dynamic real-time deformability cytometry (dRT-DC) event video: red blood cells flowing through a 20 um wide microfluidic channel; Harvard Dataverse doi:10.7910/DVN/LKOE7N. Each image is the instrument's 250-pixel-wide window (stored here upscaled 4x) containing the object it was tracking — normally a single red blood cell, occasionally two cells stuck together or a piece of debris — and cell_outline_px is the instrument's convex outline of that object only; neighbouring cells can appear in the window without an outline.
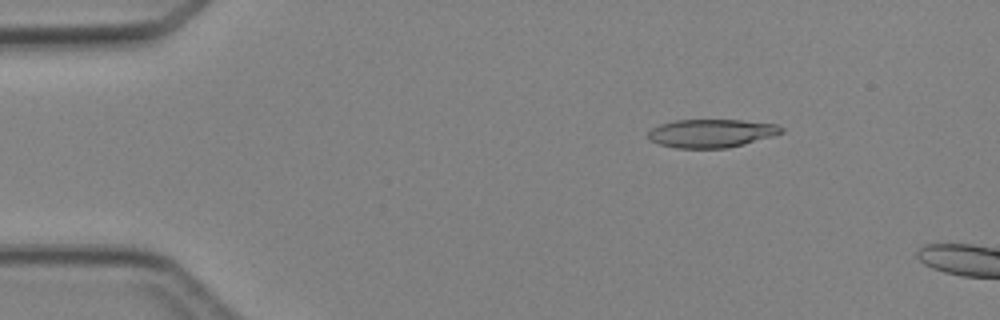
{"species": "Egyptian fruit bat (a non-hibernating species)", "species_latin": "Rousettus aegyptiacus", "temperature_condition": "cold", "stored_images_in_passage": 3, "camera_frame_rate_fps": 3000, "um_per_image_px": 0.085, "animal": {"sex": "female"}, "frame": {"image": 1, "passage_image": 1, "time_ms": 0.0, "image_size_px": [1000, 320], "cell_outline_px": [[784, 132], [772, 136], [744, 144], [728, 148], [676, 148], [660, 144], [648, 140], [648, 132], [652, 128], [660, 124], [676, 120], [744, 120], [776, 124], [784, 128]], "centroid_in_image_um": [60.47, 11.33], "position_along_channel_um": 24.5, "area_um2": 22.02}}